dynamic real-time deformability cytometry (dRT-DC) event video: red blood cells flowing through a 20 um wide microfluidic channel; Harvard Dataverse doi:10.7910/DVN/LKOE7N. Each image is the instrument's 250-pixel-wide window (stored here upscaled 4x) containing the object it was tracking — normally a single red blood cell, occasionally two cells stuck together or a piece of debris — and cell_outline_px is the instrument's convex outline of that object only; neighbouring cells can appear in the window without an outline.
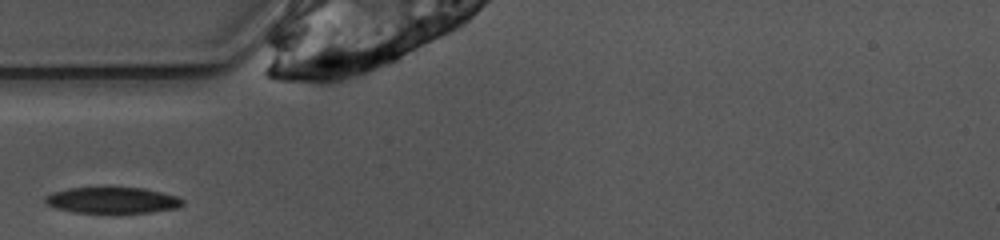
{"species": "common noctule bat (a hibernating species)", "species_latin": "Nyctalus noctula", "temperature_condition": "warm", "stored_images_in_passage": 6, "camera_frame_rate_fps": 3000, "um_per_image_px": 0.085, "animal": {"sex": "female", "body_mass_g": 10.0, "forearm_length_mm": 53.1}, "frame": {"image": 1, "passage_image": 1, "time_ms": 0.0, "image_size_px": [1000, 240], "cell_outline_px": [[184, 204], [176, 208], [152, 212], [72, 212], [56, 208], [48, 204], [44, 200], [44, 196], [52, 192], [68, 188], [144, 188], [164, 192], [176, 196], [184, 200]], "centroid_in_image_um": [9.56, 17.01], "position_along_channel_um": 75.4, "area_um2": 20.75}}
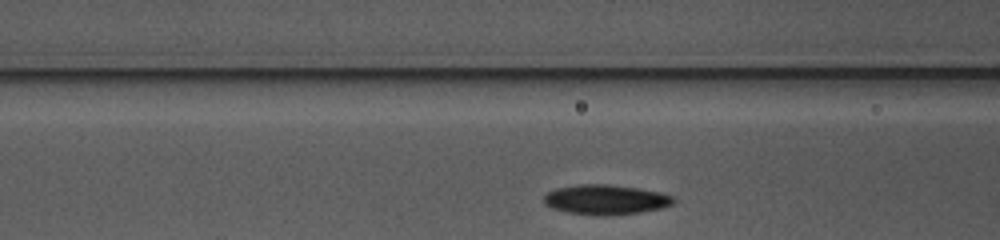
{"frame": {"image": 2, "passage_image": 4, "time_ms": 1.0, "image_size_px": [1000, 240], "cell_outline_px": [[676, 200], [672, 204], [660, 208], [640, 212], [604, 216], [596, 216], [568, 212], [552, 208], [544, 204], [544, 196], [548, 192], [556, 188], [576, 184], [608, 184], [640, 188], [660, 192], [672, 196]], "centroid_in_image_um": [51.47, 16.96], "position_along_channel_um": 115.1, "area_um2": 22.66}}